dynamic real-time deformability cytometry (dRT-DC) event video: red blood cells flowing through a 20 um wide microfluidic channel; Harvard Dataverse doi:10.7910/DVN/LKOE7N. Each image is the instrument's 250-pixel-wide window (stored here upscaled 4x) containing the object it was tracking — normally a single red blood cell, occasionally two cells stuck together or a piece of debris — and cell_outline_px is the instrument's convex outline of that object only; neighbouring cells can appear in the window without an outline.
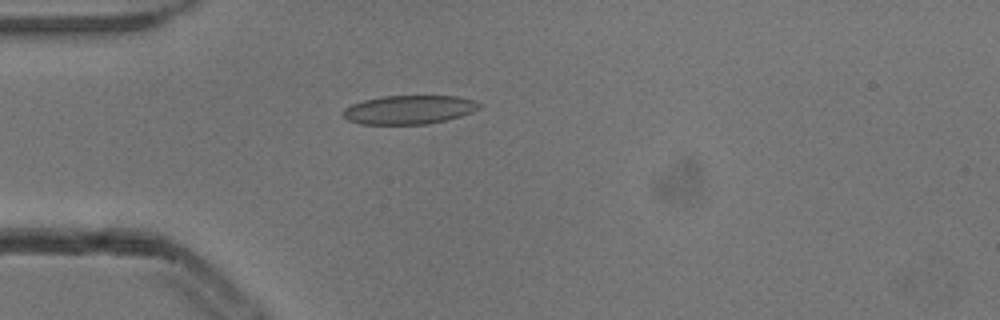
{"species": "common noctule bat (a hibernating species)", "species_latin": "Nyctalus noctula", "temperature_condition": "cold", "stored_images_in_passage": 2, "camera_frame_rate_fps": 3000, "um_per_image_px": 0.085, "animal": {"sex": "male", "body_mass_g": 13.3}, "frame": {"image": 1, "passage_image": 2, "time_ms": 0.333, "image_size_px": [1000, 320], "cell_outline_px": [[484, 104], [480, 108], [472, 112], [460, 116], [428, 124], [360, 124], [348, 120], [340, 112], [344, 108], [352, 104], [364, 100], [384, 96], [456, 96], [472, 100]], "centroid_in_image_um": [34.76, 9.32], "position_along_channel_um": 50.2, "area_um2": 22.83}}